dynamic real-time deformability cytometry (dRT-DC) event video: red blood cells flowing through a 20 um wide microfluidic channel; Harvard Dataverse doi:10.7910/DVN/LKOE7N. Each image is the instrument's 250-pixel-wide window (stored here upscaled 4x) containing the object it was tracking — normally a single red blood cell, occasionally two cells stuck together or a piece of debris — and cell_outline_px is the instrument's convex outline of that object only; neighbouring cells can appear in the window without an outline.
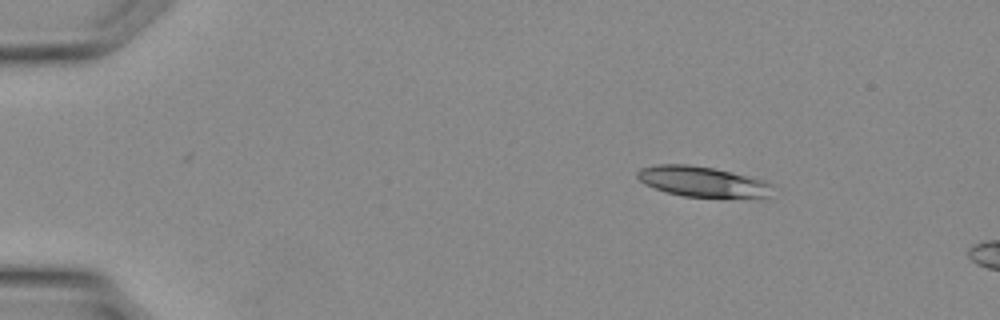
{"species": "Egyptian fruit bat (a non-hibernating species)", "species_latin": "Rousettus aegyptiacus", "temperature_condition": "warm", "stored_images_in_passage": 30, "camera_frame_rate_fps": 3000, "um_per_image_px": 0.085, "animal": {"sex": "female"}, "frame": {"image": 1, "passage_image": 1, "time_ms": 0.0, "image_size_px": [1000, 320], "cell_outline_px": [[772, 184], [768, 196], [760, 200], [724, 200], [684, 196], [664, 192], [644, 184], [636, 176], [636, 172], [640, 168], [656, 164], [688, 164], [712, 168], [732, 172], [764, 180]], "centroid_in_image_um": [59.78, 15.5], "position_along_channel_um": 25.2, "area_um2": 25.2}}
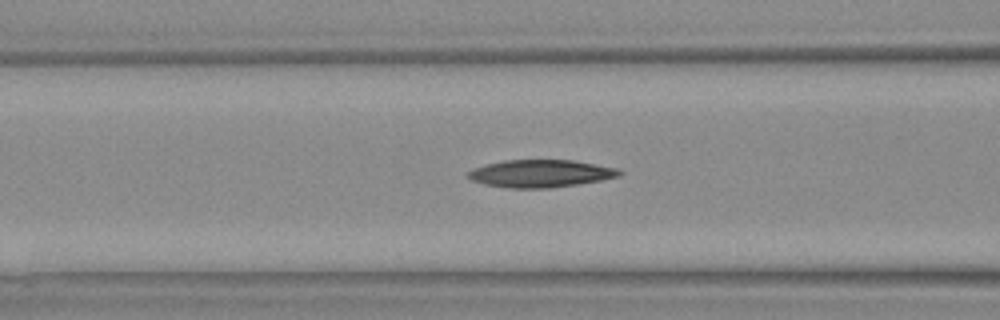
{"frame": {"image": 2, "passage_image": 10, "time_ms": 3.0, "image_size_px": [1000, 320], "cell_outline_px": [[624, 172], [620, 176], [600, 180], [576, 184], [548, 188], [508, 188], [484, 184], [472, 180], [464, 176], [464, 172], [472, 168], [484, 164], [504, 160], [572, 160], [616, 168]], "centroid_in_image_um": [45.86, 14.74], "position_along_channel_um": 120.7, "area_um2": 24.39}}
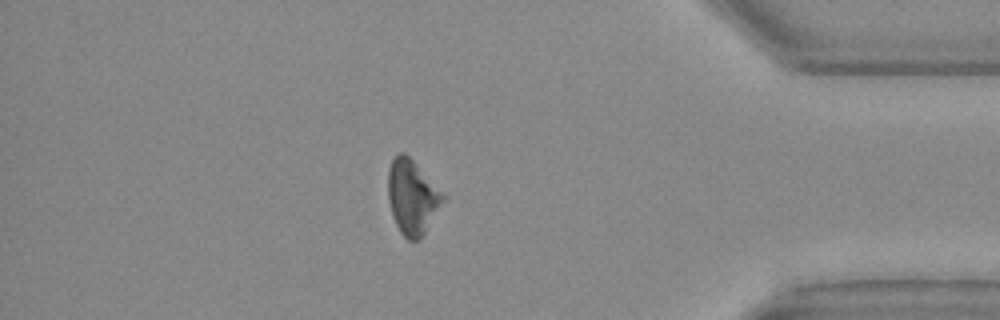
{"frame": {"image": 3, "passage_image": 26, "time_ms": 8.333, "image_size_px": [1000, 320], "cell_outline_px": [[448, 196], [424, 232], [416, 240], [408, 240], [400, 232], [392, 216], [388, 200], [388, 168], [392, 160], [400, 152], [404, 152]], "centroid_in_image_um": [35.04, 16.73], "position_along_channel_um": 400.2, "area_um2": 23.76}}